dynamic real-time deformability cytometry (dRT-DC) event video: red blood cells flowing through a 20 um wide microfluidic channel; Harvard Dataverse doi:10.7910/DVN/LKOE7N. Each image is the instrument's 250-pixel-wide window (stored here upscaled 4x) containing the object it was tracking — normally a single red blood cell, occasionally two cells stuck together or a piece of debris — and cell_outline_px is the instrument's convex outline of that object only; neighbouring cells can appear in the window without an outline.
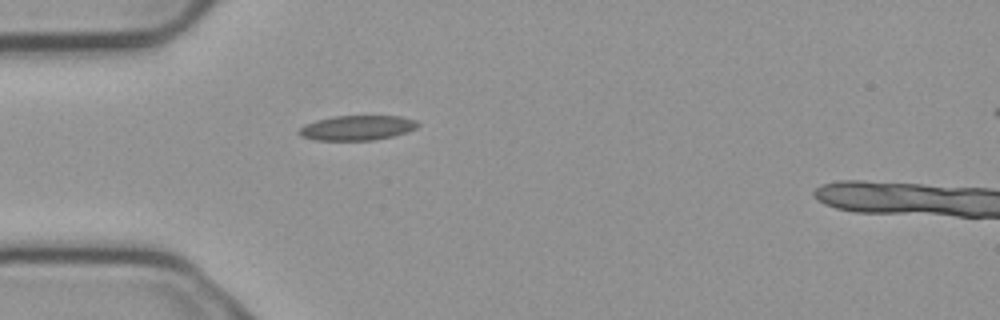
{"species": "common noctule bat (a hibernating species)", "species_latin": "Nyctalus noctula", "temperature_condition": "cold", "stored_images_in_passage": 1, "camera_frame_rate_fps": 3000, "um_per_image_px": 0.085, "animal": {"sex": "male", "body_mass_g": 23.1, "forearm_length_mm": 52.7}, "frame": {"image": 1, "passage_image": 1, "time_ms": 0.0, "image_size_px": [1000, 320], "cell_outline_px": [[420, 124], [416, 128], [392, 136], [372, 140], [316, 140], [300, 136], [296, 132], [304, 124], [316, 120], [332, 116], [400, 116], [416, 120]], "centroid_in_image_um": [30.31, 10.86], "position_along_channel_um": 54.7, "area_um2": 17.17}}